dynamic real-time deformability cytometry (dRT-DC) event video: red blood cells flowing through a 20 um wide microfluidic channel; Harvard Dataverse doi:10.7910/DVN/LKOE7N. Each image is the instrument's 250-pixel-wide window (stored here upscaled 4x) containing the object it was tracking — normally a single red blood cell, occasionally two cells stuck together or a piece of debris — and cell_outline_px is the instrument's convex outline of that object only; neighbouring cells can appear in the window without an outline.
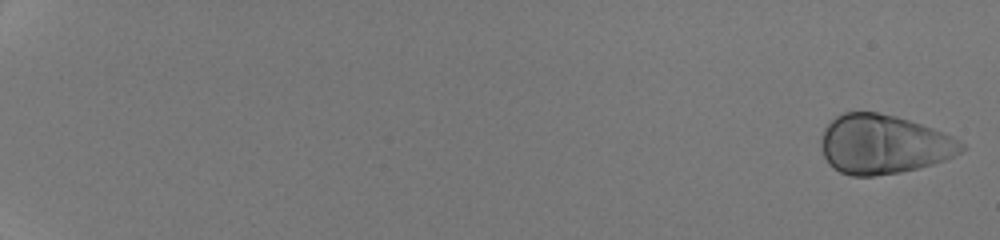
{"species": "human", "species_latin": "Homo sapiens", "temperature_condition": "room temperature", "stored_images_in_passage": 51, "camera_frame_rate_fps": 3000, "um_per_image_px": 0.085, "donor": {"sex": "male"}, "frame": {"image": 1, "passage_image": 1, "time_ms": 0.0, "image_size_px": [1000, 240], "cell_outline_px": [[968, 148], [944, 160], [932, 164], [900, 172], [872, 176], [852, 176], [840, 172], [828, 164], [824, 156], [820, 144], [820, 140], [824, 128], [836, 116], [844, 112], [876, 112], [896, 116], [944, 132], [960, 140]], "centroid_in_image_um": [75.09, 12.27], "position_along_channel_um": 9.9, "area_um2": 48.38}}
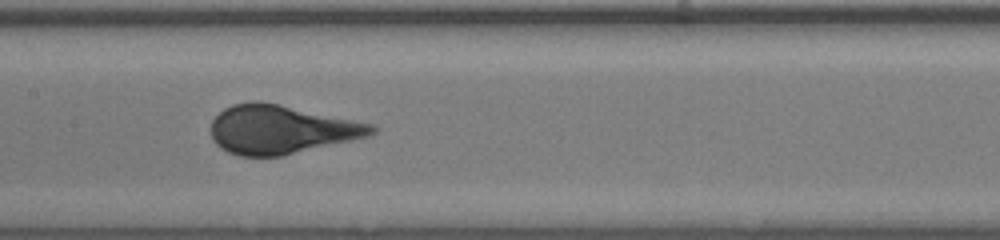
{"frame": {"image": 2, "passage_image": 30, "time_ms": 9.667, "image_size_px": [1000, 240], "cell_outline_px": [[376, 132], [368, 136], [280, 156], [240, 156], [228, 152], [220, 148], [212, 140], [212, 120], [224, 108], [232, 104], [256, 100], [276, 104], [372, 124], [376, 128]], "centroid_in_image_um": [23.83, 11.01], "position_along_channel_um": 183.6, "area_um2": 44.85}}
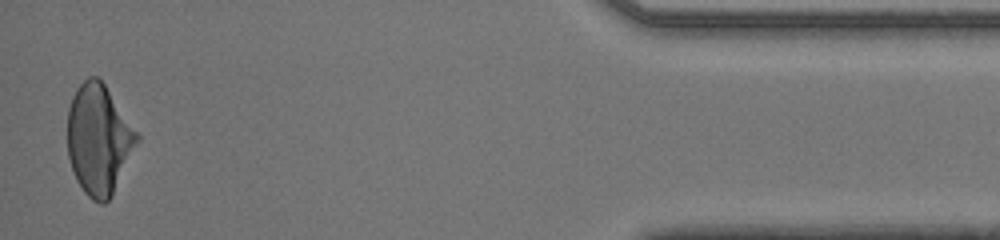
{"frame": {"image": 3, "passage_image": 51, "time_ms": 16.667, "image_size_px": [1000, 240], "cell_outline_px": [[140, 140], [112, 196], [104, 204], [100, 204], [92, 200], [84, 192], [76, 180], [68, 156], [68, 108], [72, 96], [76, 88], [88, 76], [96, 76], [104, 84], [140, 136]], "centroid_in_image_um": [8.4, 11.88], "position_along_channel_um": 426.8, "area_um2": 44.56}}